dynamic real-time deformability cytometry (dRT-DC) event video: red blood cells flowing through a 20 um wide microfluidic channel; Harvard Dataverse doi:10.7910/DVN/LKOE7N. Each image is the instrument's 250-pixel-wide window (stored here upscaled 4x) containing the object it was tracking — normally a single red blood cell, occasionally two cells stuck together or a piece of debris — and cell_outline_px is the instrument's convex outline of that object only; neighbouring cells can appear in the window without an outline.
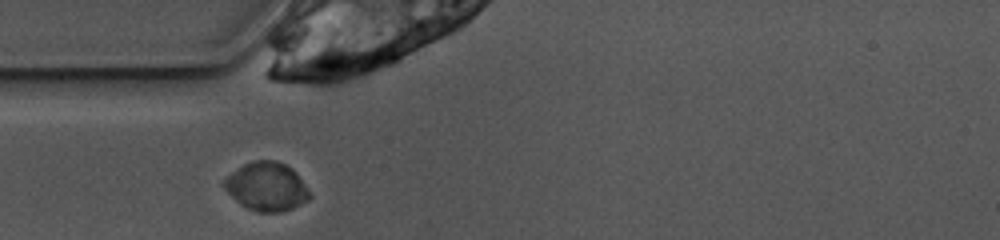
{"species": "common noctule bat (a hibernating species)", "species_latin": "Nyctalus noctula", "temperature_condition": "warm", "stored_images_in_passage": 38, "camera_frame_rate_fps": 3000, "um_per_image_px": 0.085, "animal": {"sex": "female", "body_mass_g": 10.0, "forearm_length_mm": 53.1}, "frame": {"image": 1, "passage_image": 1, "time_ms": 0.0, "image_size_px": [1000, 240], "cell_outline_px": [[312, 196], [308, 200], [292, 208], [280, 212], [260, 212], [248, 208], [240, 204], [224, 188], [224, 176], [244, 164], [256, 160], [276, 160], [292, 168], [296, 172]], "centroid_in_image_um": [22.66, 15.85], "position_along_channel_um": 62.3, "area_um2": 24.04}}
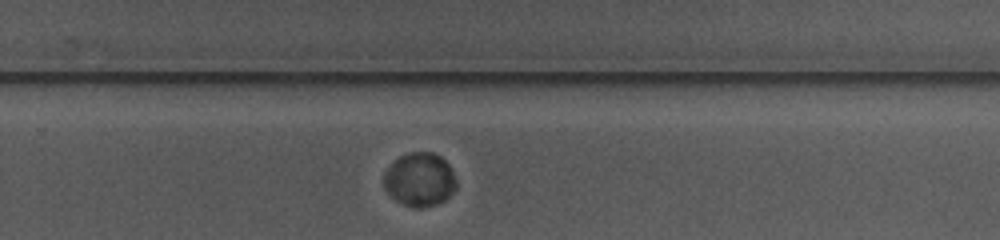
{"frame": {"image": 2, "passage_image": 19, "time_ms": 6.0, "image_size_px": [1000, 240], "cell_outline_px": [[456, 188], [444, 200], [436, 204], [420, 208], [404, 204], [396, 200], [384, 188], [384, 172], [400, 156], [412, 152], [432, 152], [440, 156], [452, 168], [456, 180]], "centroid_in_image_um": [35.69, 15.25], "position_along_channel_um": 294.1, "area_um2": 22.37}}
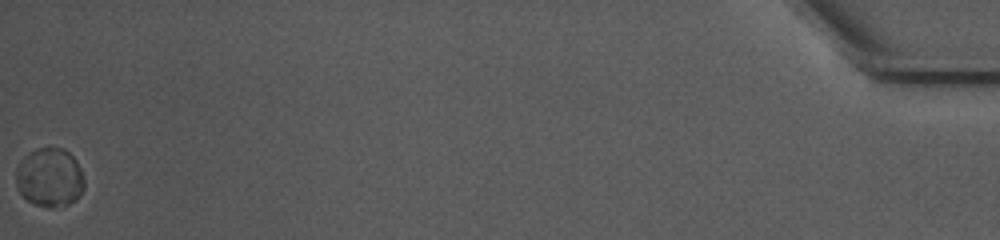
{"frame": {"image": 3, "passage_image": 38, "time_ms": 12.333, "image_size_px": [1000, 240], "cell_outline_px": [[84, 188], [80, 196], [68, 204], [52, 208], [48, 208], [36, 204], [28, 200], [20, 192], [16, 184], [16, 168], [28, 152], [36, 148], [64, 148], [76, 160], [80, 168], [84, 180]], "centroid_in_image_um": [4.23, 15.08], "position_along_channel_um": 431.0, "area_um2": 23.41}, "authors_computed_cell_mechanics": {"area_um2": 23.1778, "velocity_mm_per_s": 3.846, "shape_relaxation_time_tau1_ms": 2.3135, "shape_relaxation_time_tau2_ms": null, "deformation_change_tau1": 0.0448, "deformation_change_tau2": null}}